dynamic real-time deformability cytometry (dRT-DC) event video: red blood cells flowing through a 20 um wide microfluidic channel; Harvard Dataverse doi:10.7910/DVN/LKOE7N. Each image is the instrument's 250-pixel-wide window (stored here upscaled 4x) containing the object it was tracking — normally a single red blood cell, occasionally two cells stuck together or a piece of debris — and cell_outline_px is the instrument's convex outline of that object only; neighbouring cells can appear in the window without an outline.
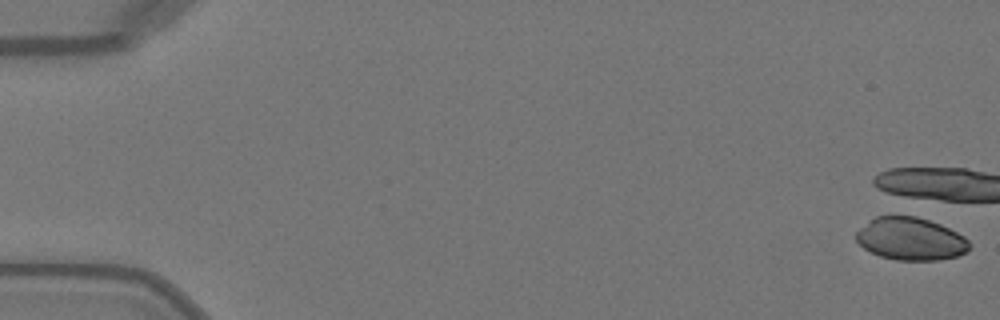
{"species": "Egyptian fruit bat (a non-hibernating species)", "species_latin": "Rousettus aegyptiacus", "temperature_condition": "warm", "stored_images_in_passage": 1, "camera_frame_rate_fps": 3000, "um_per_image_px": 0.085, "animal": {"sex": "female"}, "frame": {"image": 1, "passage_image": 1, "time_ms": 0.0, "image_size_px": [1000, 320], "cell_outline_px": [[972, 244], [968, 252], [956, 256], [940, 260], [896, 260], [880, 256], [864, 248], [856, 240], [856, 232], [860, 228], [876, 216], [904, 212], [908, 212], [940, 224], [964, 236]], "centroid_in_image_um": [77.42, 20.26], "position_along_channel_um": 7.6, "area_um2": 28.84}}